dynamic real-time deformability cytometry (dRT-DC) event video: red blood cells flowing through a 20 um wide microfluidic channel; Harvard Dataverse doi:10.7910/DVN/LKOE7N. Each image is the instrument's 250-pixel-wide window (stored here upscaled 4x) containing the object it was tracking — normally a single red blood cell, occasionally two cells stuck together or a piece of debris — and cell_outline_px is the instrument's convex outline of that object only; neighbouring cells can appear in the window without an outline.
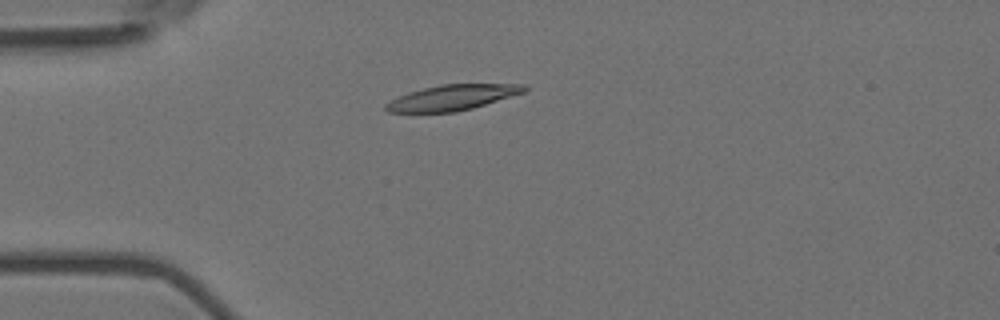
{"species": "Egyptian fruit bat (a non-hibernating species)", "species_latin": "Rousettus aegyptiacus", "temperature_condition": "room temperature", "stored_images_in_passage": 4, "camera_frame_rate_fps": 3000, "um_per_image_px": 0.085, "animal": {"sex": "female"}, "frame": {"image": 1, "passage_image": 4, "time_ms": 1.0, "image_size_px": [1000, 320], "cell_outline_px": [[528, 88], [524, 92], [472, 108], [456, 112], [388, 112], [384, 108], [384, 104], [408, 92], [440, 84], [524, 84]], "centroid_in_image_um": [38.43, 8.29], "position_along_channel_um": 46.6, "area_um2": 20.29}}